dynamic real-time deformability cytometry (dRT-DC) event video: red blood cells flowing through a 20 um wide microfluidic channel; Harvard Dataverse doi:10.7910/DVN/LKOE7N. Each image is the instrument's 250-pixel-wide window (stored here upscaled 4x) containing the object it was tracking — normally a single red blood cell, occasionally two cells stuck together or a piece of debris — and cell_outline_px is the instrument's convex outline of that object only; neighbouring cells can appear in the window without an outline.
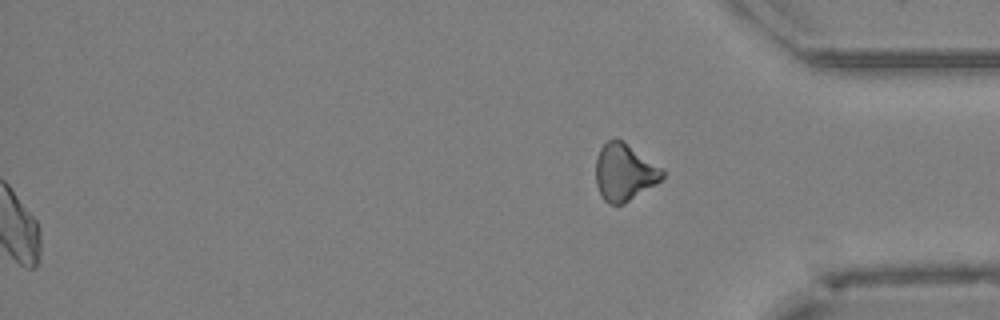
{"species": "Egyptian fruit bat (a non-hibernating species)", "species_latin": "Rousettus aegyptiacus", "temperature_condition": "cold", "stored_images_in_passage": 47, "segment_of_instrument_passage": [2, 2], "camera_frame_rate_fps": 3000, "um_per_image_px": 0.085, "animal": {"sex": "female"}, "frame": {"image": 1, "passage_image": 47, "time_ms": 15.333, "image_size_px": [1000, 320], "cell_outline_px": [[664, 176], [656, 184], [624, 204], [612, 204], [604, 200], [596, 184], [596, 160], [600, 148], [608, 140], [620, 140], [664, 168]], "centroid_in_image_um": [53.08, 14.66], "position_along_channel_um": 382.1, "area_um2": 21.85}}